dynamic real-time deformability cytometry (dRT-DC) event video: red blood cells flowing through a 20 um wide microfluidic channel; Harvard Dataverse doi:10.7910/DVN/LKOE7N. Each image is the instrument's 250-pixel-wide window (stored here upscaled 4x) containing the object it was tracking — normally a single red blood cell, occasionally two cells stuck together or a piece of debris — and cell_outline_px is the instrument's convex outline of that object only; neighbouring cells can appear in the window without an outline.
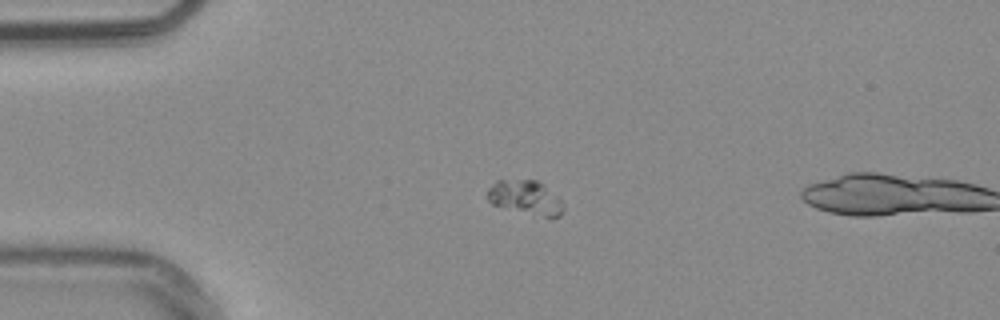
{"species": "common noctule bat (a hibernating species)", "species_latin": "Nyctalus noctula", "temperature_condition": "warm", "stored_images_in_passage": 5, "camera_frame_rate_fps": 3000, "um_per_image_px": 0.085, "animal": {"sex": "male", "body_mass_g": 20.4}, "frame": {"image": 1, "passage_image": 4, "time_ms": 1.0, "image_size_px": [1000, 320], "cell_outline_px": [[564, 212], [560, 216], [544, 216], [492, 204], [488, 200], [488, 188], [496, 180], [536, 180], [544, 184], [560, 200], [564, 208]], "centroid_in_image_um": [44.67, 16.76], "position_along_channel_um": 40.3, "area_um2": 14.62}}